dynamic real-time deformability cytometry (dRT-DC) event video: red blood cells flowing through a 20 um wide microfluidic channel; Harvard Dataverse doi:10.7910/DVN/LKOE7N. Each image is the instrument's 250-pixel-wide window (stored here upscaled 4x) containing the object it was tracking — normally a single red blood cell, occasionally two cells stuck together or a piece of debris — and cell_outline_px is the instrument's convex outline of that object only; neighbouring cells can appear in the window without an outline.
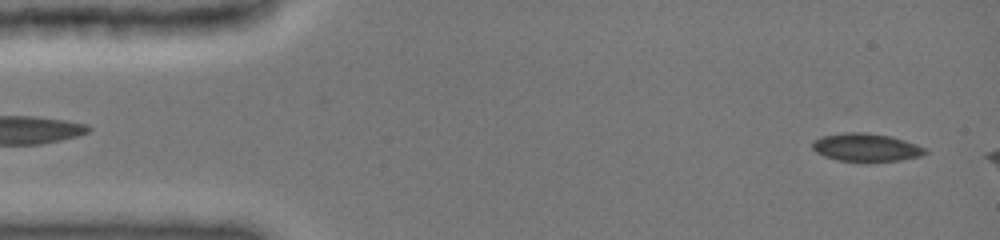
{"species": "common noctule bat (a hibernating species)", "species_latin": "Nyctalus noctula", "temperature_condition": "cold", "stored_images_in_passage": 6, "camera_frame_rate_fps": 3000, "um_per_image_px": 0.085, "animal": {"sex": "female", "body_mass_g": 19.0, "forearm_length_mm": 51.5}, "frame": {"image": 1, "passage_image": 1, "time_ms": 0.0, "image_size_px": [1000, 240], "cell_outline_px": [[928, 152], [920, 156], [900, 160], [868, 164], [836, 160], [824, 156], [816, 152], [812, 148], [812, 140], [820, 136], [844, 132], [868, 132], [888, 136], [904, 140], [916, 144], [924, 148]], "centroid_in_image_um": [73.57, 12.56], "position_along_channel_um": 11.4, "area_um2": 19.07}}